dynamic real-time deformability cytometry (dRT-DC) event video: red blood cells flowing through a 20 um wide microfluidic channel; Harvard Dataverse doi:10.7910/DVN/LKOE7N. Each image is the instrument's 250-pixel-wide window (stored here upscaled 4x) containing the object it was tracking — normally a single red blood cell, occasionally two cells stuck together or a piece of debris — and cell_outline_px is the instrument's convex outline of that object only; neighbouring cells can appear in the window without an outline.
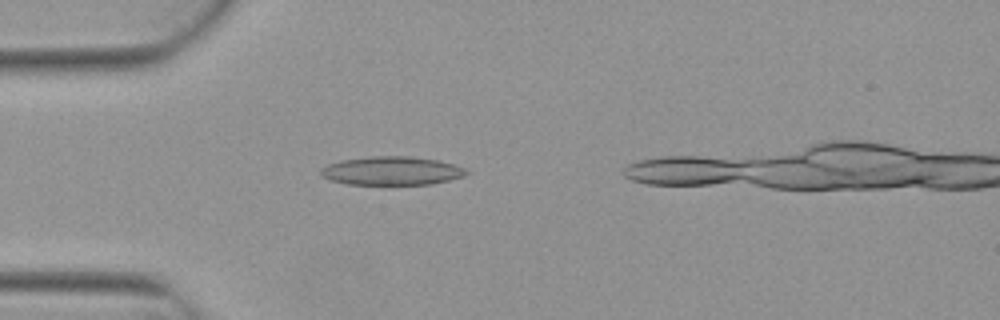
{"species": "Egyptian fruit bat (a non-hibernating species)", "species_latin": "Rousettus aegyptiacus", "temperature_condition": "warm", "stored_images_in_passage": 3, "camera_frame_rate_fps": 3000, "um_per_image_px": 0.085, "animal": {"sex": "female"}, "frame": {"image": 1, "passage_image": 3, "time_ms": 0.667, "image_size_px": [1000, 320], "cell_outline_px": [[468, 172], [464, 176], [432, 184], [348, 184], [332, 180], [320, 176], [320, 168], [328, 164], [340, 160], [372, 156], [408, 156], [440, 160], [464, 168]], "centroid_in_image_um": [33.27, 14.51], "position_along_channel_um": 51.7, "area_um2": 24.16}}